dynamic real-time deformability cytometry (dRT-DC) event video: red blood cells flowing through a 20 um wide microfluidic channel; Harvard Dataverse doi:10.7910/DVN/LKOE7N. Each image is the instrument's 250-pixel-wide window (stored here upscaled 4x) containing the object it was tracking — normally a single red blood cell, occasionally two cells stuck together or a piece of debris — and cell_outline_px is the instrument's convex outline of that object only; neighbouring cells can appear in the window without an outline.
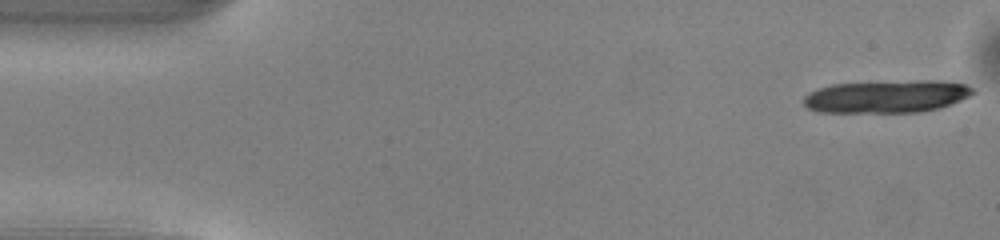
{"species": "common noctule bat (a hibernating species)", "species_latin": "Nyctalus noctula", "temperature_condition": "warm", "stored_images_in_passage": 15, "camera_frame_rate_fps": 3000, "um_per_image_px": 0.085, "animal": {"sex": "male", "body_mass_g": 13.0, "forearm_length_mm": 53.1}, "frame": {"image": 1, "passage_image": 1, "time_ms": 0.0, "image_size_px": [1000, 240], "cell_outline_px": [[976, 92], [960, 100], [940, 108], [920, 112], [820, 112], [808, 108], [804, 104], [804, 96], [820, 88], [832, 84], [920, 80], [940, 80], [964, 84], [972, 88]], "centroid_in_image_um": [75.39, 8.2], "position_along_channel_um": 9.6, "area_um2": 31.96}}